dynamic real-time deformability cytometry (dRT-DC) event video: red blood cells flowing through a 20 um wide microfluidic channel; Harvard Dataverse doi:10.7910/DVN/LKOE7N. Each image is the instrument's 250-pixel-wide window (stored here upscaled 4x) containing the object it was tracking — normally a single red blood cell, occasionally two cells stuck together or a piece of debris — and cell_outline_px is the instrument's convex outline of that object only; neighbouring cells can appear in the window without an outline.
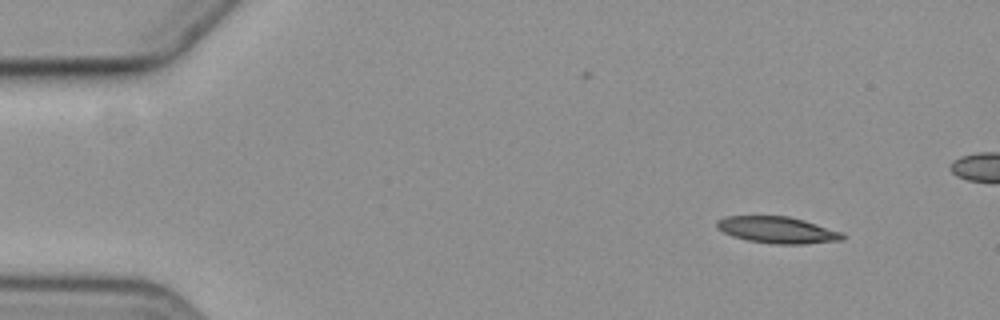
{"species": "common noctule bat (a hibernating species)", "species_latin": "Nyctalus noctula", "temperature_condition": "cold", "stored_images_in_passage": 6, "camera_frame_rate_fps": 3000, "um_per_image_px": 0.085, "animal": {"sex": "female", "body_mass_g": 19.3, "forearm_length_mm": 54.1}, "frame": {"image": 1, "passage_image": 1, "time_ms": 0.0, "image_size_px": [1000, 320], "cell_outline_px": [[844, 240], [804, 244], [772, 244], [748, 240], [732, 236], [716, 228], [716, 220], [724, 216], [788, 216], [804, 220], [844, 232]], "centroid_in_image_um": [66.09, 19.54], "position_along_channel_um": 18.9, "area_um2": 19.65}}